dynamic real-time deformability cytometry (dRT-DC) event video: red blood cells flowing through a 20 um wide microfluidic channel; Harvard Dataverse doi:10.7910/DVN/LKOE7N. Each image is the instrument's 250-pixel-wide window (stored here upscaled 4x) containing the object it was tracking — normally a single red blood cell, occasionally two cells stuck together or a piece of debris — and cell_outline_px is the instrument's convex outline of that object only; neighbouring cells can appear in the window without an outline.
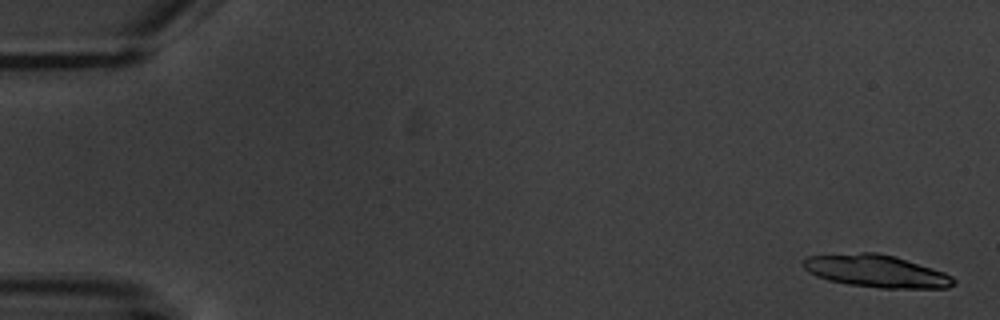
{"species": "common noctule bat (a hibernating species)", "species_latin": "Nyctalus noctula", "temperature_condition": "warm", "stored_images_in_passage": 6, "camera_frame_rate_fps": 3000, "um_per_image_px": 0.085, "animal": {"sex": "male", "body_mass_g": 20.1, "forearm_length_mm": 53.5}, "frame": {"image": 1, "passage_image": 1, "time_ms": 0.0, "image_size_px": [1000, 320], "cell_outline_px": [[956, 284], [948, 288], [880, 288], [848, 284], [828, 280], [816, 276], [808, 272], [804, 268], [804, 256], [860, 252], [876, 252], [896, 256], [944, 272], [952, 276], [956, 280]], "centroid_in_image_um": [74.49, 23.04], "position_along_channel_um": 10.5, "area_um2": 28.61}}
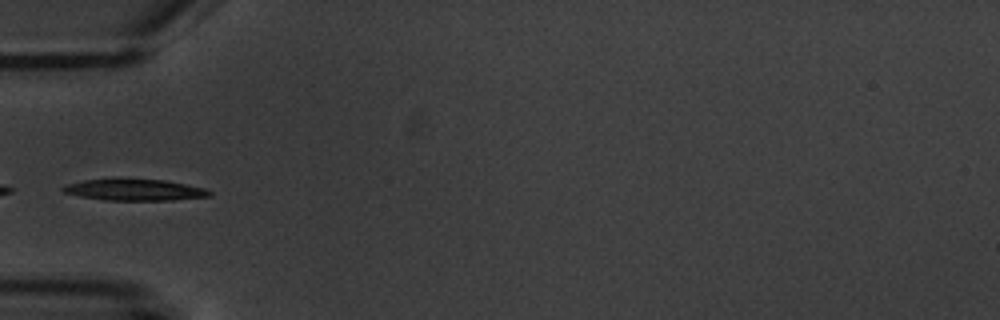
{"frame": {"image": 2, "passage_image": 6, "time_ms": 6.0, "image_size_px": [1000, 320], "cell_outline_px": [[212, 196], [172, 200], [104, 200], [80, 196], [64, 192], [60, 188], [64, 184], [84, 180], [112, 176], [164, 180], [204, 188], [212, 192]], "centroid_in_image_um": [11.36, 16.1], "position_along_channel_um": 73.6, "area_um2": 19.02}}